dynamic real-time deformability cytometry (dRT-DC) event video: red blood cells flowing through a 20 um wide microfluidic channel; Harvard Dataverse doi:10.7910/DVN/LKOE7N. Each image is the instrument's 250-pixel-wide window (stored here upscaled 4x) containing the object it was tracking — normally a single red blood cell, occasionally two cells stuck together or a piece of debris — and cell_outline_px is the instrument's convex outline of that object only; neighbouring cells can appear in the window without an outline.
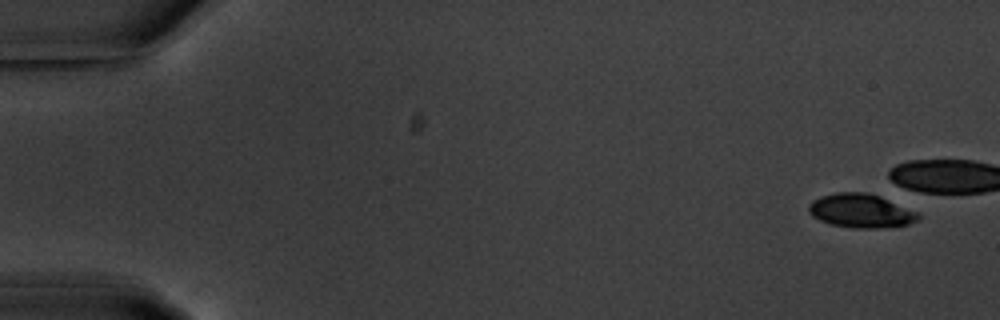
{"species": "common noctule bat (a hibernating species)", "species_latin": "Nyctalus noctula", "temperature_condition": "warm", "stored_images_in_passage": 6, "camera_frame_rate_fps": 3000, "um_per_image_px": 0.085, "animal": {"sex": "male", "body_mass_g": 20.1, "forearm_length_mm": 53.5}, "frame": {"image": 1, "passage_image": 1, "time_ms": 0.0, "image_size_px": [1000, 320], "cell_outline_px": [[920, 220], [908, 224], [876, 228], [856, 228], [832, 224], [820, 220], [812, 216], [808, 212], [808, 204], [812, 200], [820, 196], [836, 192], [868, 192], [880, 196], [920, 212]], "centroid_in_image_um": [73.19, 17.9], "position_along_channel_um": 11.8, "area_um2": 21.79}}